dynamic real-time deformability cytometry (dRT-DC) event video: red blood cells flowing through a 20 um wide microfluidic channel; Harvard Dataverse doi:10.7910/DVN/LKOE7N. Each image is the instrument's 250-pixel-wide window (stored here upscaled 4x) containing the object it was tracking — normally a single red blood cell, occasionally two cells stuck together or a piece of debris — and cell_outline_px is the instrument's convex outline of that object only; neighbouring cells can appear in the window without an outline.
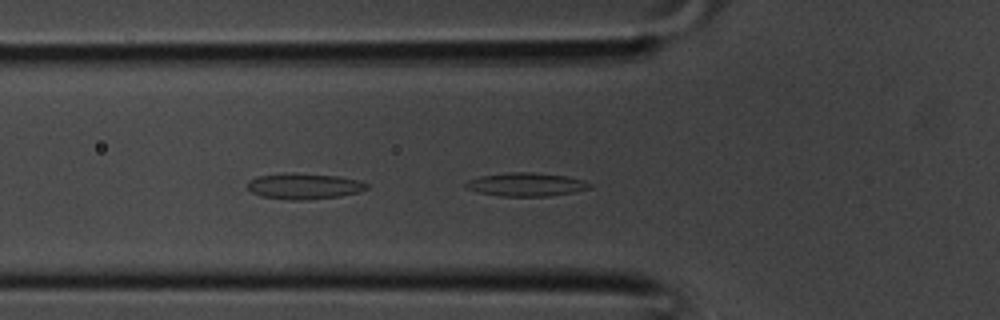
{"species": "common noctule bat (a hibernating species)", "species_latin": "Nyctalus noctula", "temperature_condition": "room temperature", "stored_images_in_passage": 35, "camera_frame_rate_fps": 3000, "um_per_image_px": 0.085, "animal": {"sex": "male", "body_mass_g": 20.1, "forearm_length_mm": 53.5}, "frame": {"image": 1, "passage_image": 11, "time_ms": 3.333, "image_size_px": [1000, 320], "cell_outline_px": [[592, 188], [572, 192], [548, 196], [500, 196], [476, 192], [464, 188], [464, 184], [468, 180], [480, 176], [508, 172], [536, 172], [568, 176], [584, 180], [592, 184]], "centroid_in_image_um": [44.71, 15.67], "position_along_channel_um": 81.1, "area_um2": 17.17}}
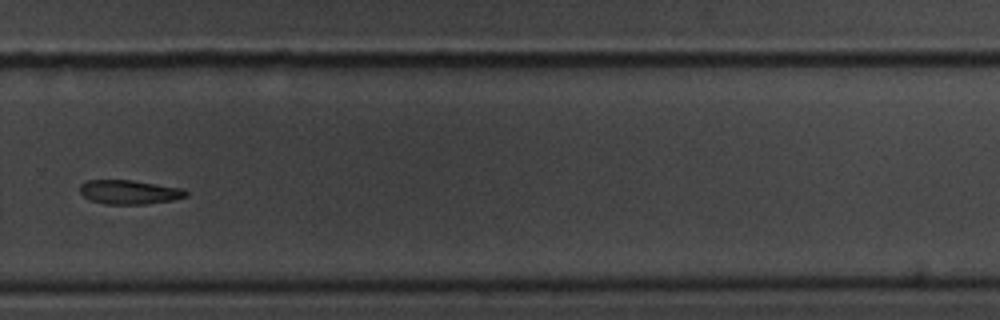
{"frame": {"image": 2, "passage_image": 24, "time_ms": 7.667, "image_size_px": [1000, 320], "cell_outline_px": [[188, 196], [172, 200], [144, 204], [104, 204], [92, 200], [84, 196], [80, 192], [80, 184], [88, 180], [132, 180], [184, 188], [188, 192]], "centroid_in_image_um": [11.02, 16.32], "position_along_channel_um": 318.8, "area_um2": 14.91}}
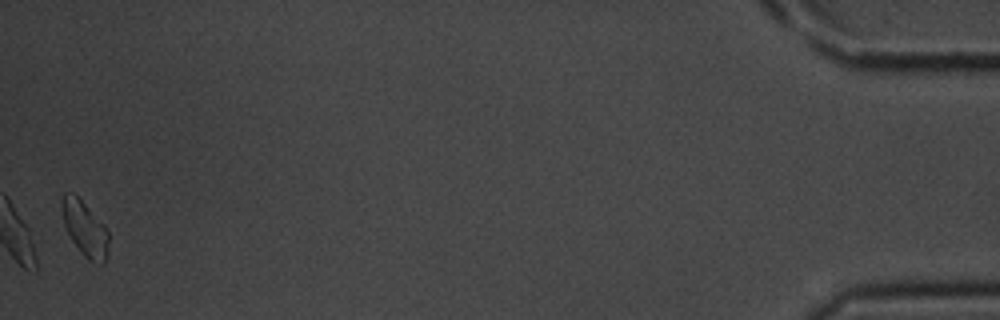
{"frame": {"image": 3, "passage_image": 35, "time_ms": 11.333, "image_size_px": [1000, 320], "cell_outline_px": [[108, 252], [104, 264], [100, 264], [88, 260], [80, 252], [72, 240], [64, 224], [60, 204], [60, 200], [64, 192], [72, 192], [104, 224], [108, 232]], "centroid_in_image_um": [7.2, 19.44], "position_along_channel_um": 428.0, "area_um2": 14.97}}